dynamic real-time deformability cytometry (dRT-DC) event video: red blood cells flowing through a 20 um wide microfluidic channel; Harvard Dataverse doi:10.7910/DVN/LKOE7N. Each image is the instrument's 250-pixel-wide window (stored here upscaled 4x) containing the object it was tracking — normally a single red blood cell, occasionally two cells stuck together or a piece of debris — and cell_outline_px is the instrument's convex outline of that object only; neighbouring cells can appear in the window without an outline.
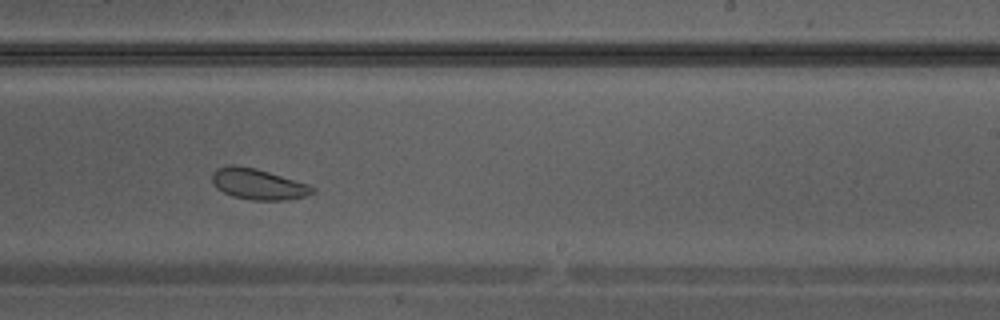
{"species": "Egyptian fruit bat (a non-hibernating species)", "species_latin": "Rousettus aegyptiacus", "temperature_condition": "warm", "stored_images_in_passage": 33, "camera_frame_rate_fps": 3000, "um_per_image_px": 0.085, "animal": {"sex": "male"}, "frame": {"image": 1, "passage_image": 19, "time_ms": 6.0, "image_size_px": [1000, 320], "cell_outline_px": [[316, 192], [304, 196], [288, 200], [252, 200], [232, 196], [216, 188], [212, 184], [212, 172], [216, 168], [228, 164], [232, 164], [256, 168], [308, 184], [316, 188]], "centroid_in_image_um": [21.91, 15.64], "position_along_channel_um": 267.1, "area_um2": 18.21}}